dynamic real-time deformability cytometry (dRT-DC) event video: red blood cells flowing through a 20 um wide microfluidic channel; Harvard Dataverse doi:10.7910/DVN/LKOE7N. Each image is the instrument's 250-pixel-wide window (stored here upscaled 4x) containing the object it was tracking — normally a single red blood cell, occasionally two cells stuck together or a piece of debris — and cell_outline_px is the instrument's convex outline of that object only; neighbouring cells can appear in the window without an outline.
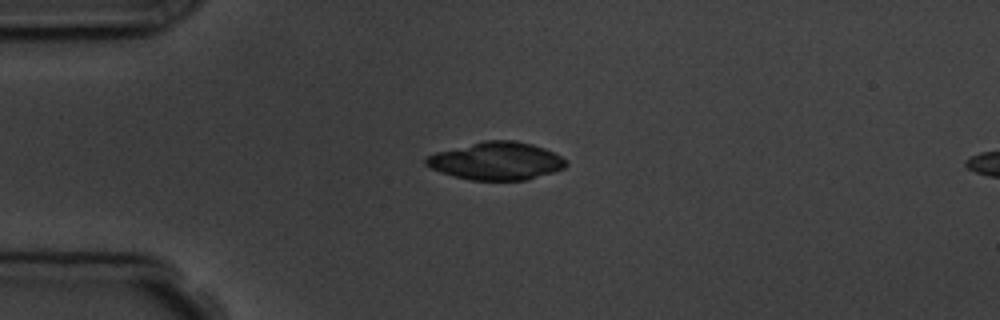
{"species": "common noctule bat (a hibernating species)", "species_latin": "Nyctalus noctula", "temperature_condition": "room temperature", "stored_images_in_passage": 5, "camera_frame_rate_fps": 3000, "um_per_image_px": 0.085, "animal": {"sex": "male", "body_mass_g": 19.5, "forearm_length_mm": 54.6}, "frame": {"image": 1, "passage_image": 4, "time_ms": 3.333, "image_size_px": [1000, 320], "cell_outline_px": [[568, 164], [564, 168], [556, 172], [524, 180], [472, 180], [440, 172], [424, 164], [424, 160], [428, 156], [436, 152], [484, 140], [516, 140], [532, 144], [544, 148], [560, 156]], "centroid_in_image_um": [42.2, 13.68], "position_along_channel_um": 42.8, "area_um2": 30.69}}